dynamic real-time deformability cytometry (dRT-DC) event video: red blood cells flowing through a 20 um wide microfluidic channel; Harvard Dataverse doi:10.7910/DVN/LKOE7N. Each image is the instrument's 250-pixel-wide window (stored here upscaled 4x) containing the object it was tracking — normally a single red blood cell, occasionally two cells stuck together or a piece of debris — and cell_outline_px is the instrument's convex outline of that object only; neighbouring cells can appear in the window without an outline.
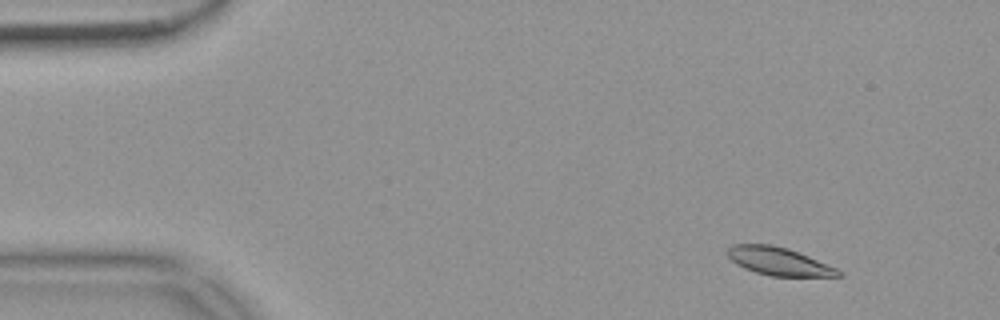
{"species": "common noctule bat (a hibernating species)", "species_latin": "Nyctalus noctula", "temperature_condition": "warm", "stored_images_in_passage": 54, "camera_frame_rate_fps": 3000, "um_per_image_px": 0.085, "animal": {"sex": "female", "body_mass_g": 18.4}, "frame": {"image": 1, "passage_image": 5, "time_ms": 1.333, "image_size_px": [1000, 320], "cell_outline_px": [[844, 276], [772, 276], [756, 272], [744, 268], [736, 264], [728, 256], [728, 248], [732, 244], [772, 244], [788, 248], [808, 256], [836, 268], [844, 272]], "centroid_in_image_um": [66.2, 22.21], "position_along_channel_um": 18.8, "area_um2": 17.98}}
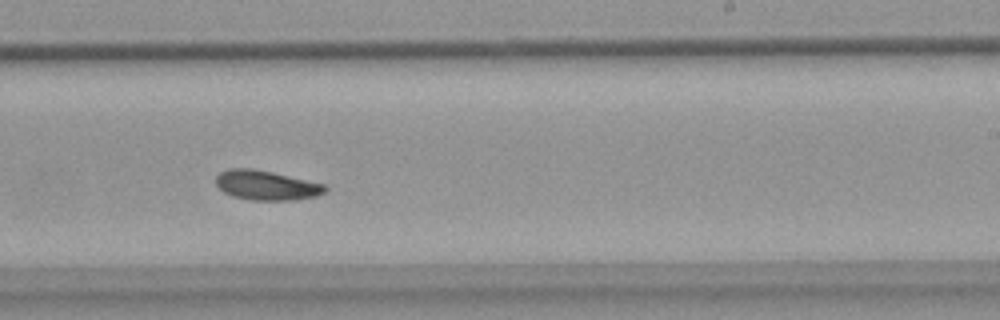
{"frame": {"image": 2, "passage_image": 33, "time_ms": 10.667, "image_size_px": [1000, 320], "cell_outline_px": [[328, 188], [324, 192], [316, 196], [296, 200], [248, 200], [232, 196], [224, 192], [216, 184], [216, 176], [220, 172], [228, 168], [252, 168], [272, 172], [324, 184]], "centroid_in_image_um": [22.62, 15.75], "position_along_channel_um": 266.4, "area_um2": 18.84}}
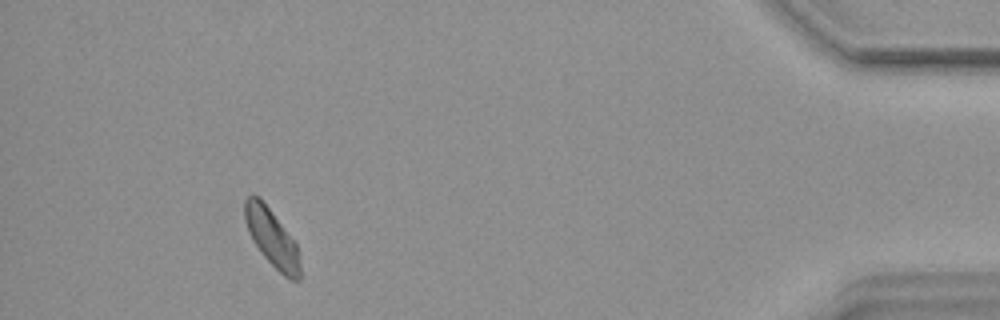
{"frame": {"image": 3, "passage_image": 50, "time_ms": 16.333, "image_size_px": [1000, 320], "cell_outline_px": [[300, 280], [292, 280], [284, 276], [264, 256], [252, 240], [248, 232], [244, 220], [244, 200], [252, 192], [268, 208], [284, 228], [296, 244], [300, 264]], "centroid_in_image_um": [23.08, 20.22], "position_along_channel_um": 412.1, "area_um2": 18.09}, "authors_computed_cell_mechanics": {"area_um2": 18.7272, "velocity_mm_per_s": 3.6545, "shape_relaxation_time_tau1_ms": 5.4956, "shape_relaxation_time_tau2_ms": 10.7342, "deformation_change_tau1": 0.1207, "deformation_change_tau2": 0.1221}}